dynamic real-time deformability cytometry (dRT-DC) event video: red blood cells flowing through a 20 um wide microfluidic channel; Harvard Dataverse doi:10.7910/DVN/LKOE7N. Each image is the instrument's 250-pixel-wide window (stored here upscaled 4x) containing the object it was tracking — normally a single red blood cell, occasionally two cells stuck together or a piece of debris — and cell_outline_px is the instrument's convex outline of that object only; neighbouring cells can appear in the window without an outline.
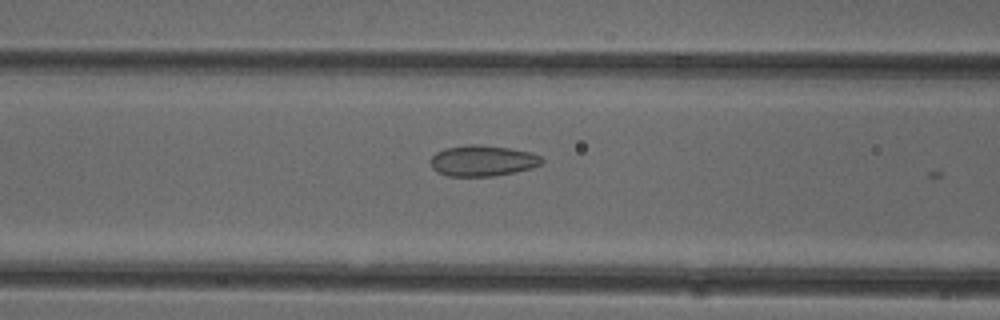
{"species": "common noctule bat (a hibernating species)", "species_latin": "Nyctalus noctula", "temperature_condition": "cold", "stored_images_in_passage": 6, "camera_frame_rate_fps": 3000, "um_per_image_px": 0.085, "animal": {"sex": "female"}, "frame": {"image": 1, "passage_image": 5, "time_ms": 1.333, "image_size_px": [1000, 320], "cell_outline_px": [[544, 164], [532, 168], [516, 172], [492, 176], [448, 176], [436, 172], [432, 168], [428, 160], [436, 152], [444, 148], [468, 144], [480, 144], [508, 148], [528, 152], [540, 156], [544, 160]], "centroid_in_image_um": [40.99, 13.66], "position_along_channel_um": 125.6, "area_um2": 20.29}}